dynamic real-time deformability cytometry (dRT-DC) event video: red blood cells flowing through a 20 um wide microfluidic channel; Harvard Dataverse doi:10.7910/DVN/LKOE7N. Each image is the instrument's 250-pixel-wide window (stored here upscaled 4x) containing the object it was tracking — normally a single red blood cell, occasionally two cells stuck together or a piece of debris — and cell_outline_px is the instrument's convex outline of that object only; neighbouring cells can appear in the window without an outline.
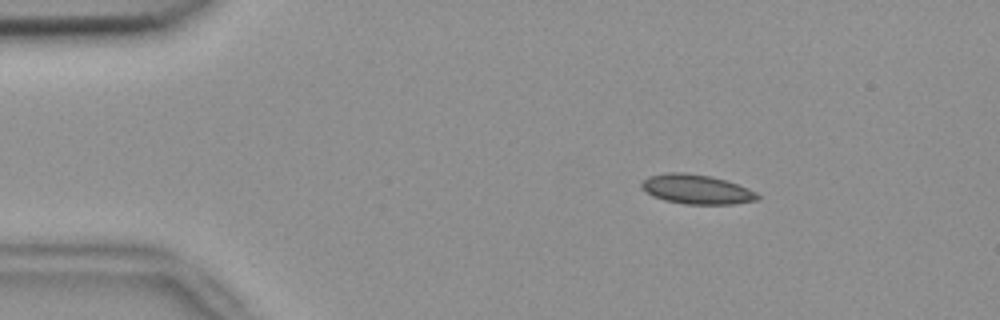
{"species": "common noctule bat (a hibernating species)", "species_latin": "Nyctalus noctula", "temperature_condition": "room temperature", "stored_images_in_passage": 47, "camera_frame_rate_fps": 3000, "um_per_image_px": 0.085, "animal": {"sex": "female", "body_mass_g": 18.4}, "frame": {"image": 1, "passage_image": 2, "time_ms": 0.333, "image_size_px": [1000, 320], "cell_outline_px": [[760, 196], [756, 200], [732, 204], [684, 204], [664, 200], [652, 196], [640, 188], [640, 184], [648, 176], [668, 172], [680, 172], [712, 176], [728, 180], [748, 188], [756, 192]], "centroid_in_image_um": [59.19, 16.08], "position_along_channel_um": 25.8, "area_um2": 20.06}}
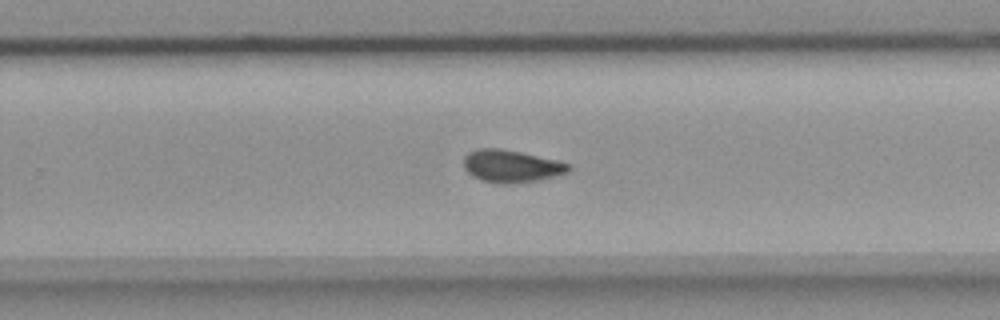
{"frame": {"image": 2, "passage_image": 28, "time_ms": 9.0, "image_size_px": [1000, 320], "cell_outline_px": [[572, 168], [568, 172], [556, 176], [536, 180], [504, 184], [480, 180], [472, 176], [464, 168], [464, 156], [468, 152], [480, 148], [500, 148], [520, 152], [556, 160], [572, 164]], "centroid_in_image_um": [43.46, 14.11], "position_along_channel_um": 286.3, "area_um2": 19.77}}
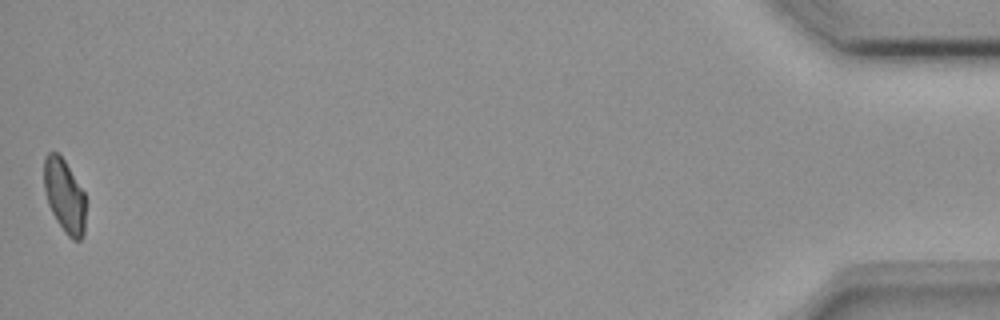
{"frame": {"image": 3, "passage_image": 47, "time_ms": 15.333, "image_size_px": [1000, 320], "cell_outline_px": [[84, 236], [80, 240], [72, 240], [64, 232], [56, 220], [48, 204], [44, 188], [44, 156], [48, 152], [56, 152], [64, 160], [84, 192]], "centroid_in_image_um": [5.46, 16.66], "position_along_channel_um": 429.7, "area_um2": 17.69}, "authors_computed_cell_mechanics": {"area_um2": 19.4208, "velocity_mm_per_s": 3.7635, "shape_relaxation_time_tau1_ms": null, "shape_relaxation_time_tau2_ms": 2.7352, "deformation_change_tau1": null, "deformation_change_tau2": 0.0684}}